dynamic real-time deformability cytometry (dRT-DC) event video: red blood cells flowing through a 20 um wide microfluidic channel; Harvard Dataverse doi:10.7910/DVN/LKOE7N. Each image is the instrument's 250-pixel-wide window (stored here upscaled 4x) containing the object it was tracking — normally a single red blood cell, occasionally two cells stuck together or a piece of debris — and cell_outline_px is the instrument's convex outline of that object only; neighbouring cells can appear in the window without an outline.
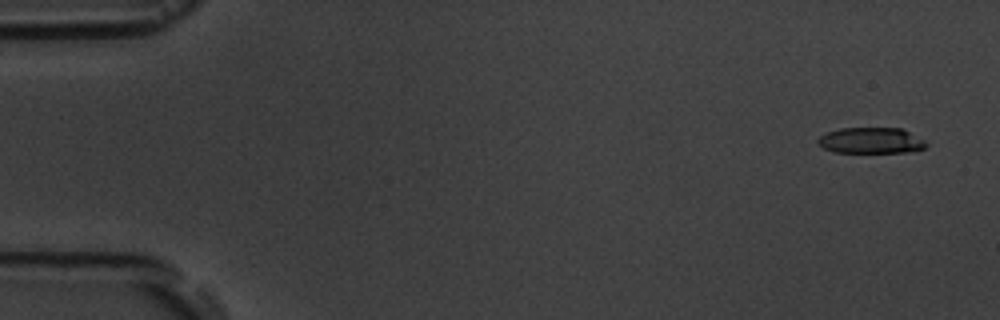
{"species": "common noctule bat (a hibernating species)", "species_latin": "Nyctalus noctula", "temperature_condition": "room temperature", "stored_images_in_passage": 5, "camera_frame_rate_fps": 3000, "um_per_image_px": 0.085, "animal": {"sex": "male", "body_mass_g": 19.5, "forearm_length_mm": 54.6}, "frame": {"image": 1, "passage_image": 1, "time_ms": 0.0, "image_size_px": [1000, 320], "cell_outline_px": [[928, 144], [924, 148], [904, 152], [836, 152], [824, 148], [816, 140], [820, 136], [828, 132], [840, 128], [900, 128], [924, 140]], "centroid_in_image_um": [74.02, 11.94], "position_along_channel_um": 11.0, "area_um2": 16.07}}
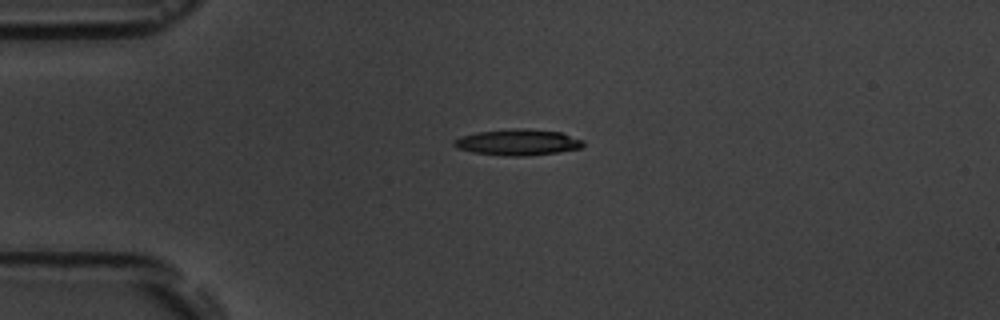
{"frame": {"image": 2, "passage_image": 4, "time_ms": 3.667, "image_size_px": [1000, 320], "cell_outline_px": [[584, 144], [580, 148], [560, 152], [528, 156], [504, 156], [472, 152], [456, 148], [452, 144], [456, 140], [464, 136], [476, 132], [516, 128], [528, 128], [560, 132], [584, 140]], "centroid_in_image_um": [44.04, 12.1], "position_along_channel_um": 41.0, "area_um2": 19.71}}